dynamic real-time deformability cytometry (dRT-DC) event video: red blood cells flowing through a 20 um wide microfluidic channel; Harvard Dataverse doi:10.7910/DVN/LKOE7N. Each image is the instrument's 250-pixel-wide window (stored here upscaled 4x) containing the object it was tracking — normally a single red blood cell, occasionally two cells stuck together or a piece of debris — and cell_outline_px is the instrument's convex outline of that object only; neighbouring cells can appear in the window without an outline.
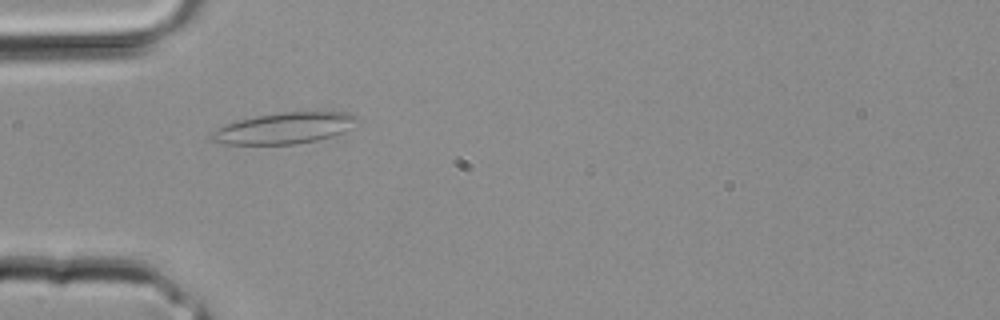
{"species": "common noctule bat (a hibernating species)", "species_latin": "Nyctalus noctula", "temperature_condition": "room temperature", "stored_images_in_passage": 1, "camera_frame_rate_fps": 3000, "um_per_image_px": 0.085, "animal": {"sex": "male", "body_mass_g": 20.4}, "frame": {"image": 1, "passage_image": 1, "time_ms": 0.0, "image_size_px": [1000, 320], "cell_outline_px": [[360, 120], [344, 132], [332, 136], [316, 140], [296, 144], [228, 144], [208, 140], [208, 136], [216, 128], [236, 120], [256, 116], [284, 112], [348, 112], [360, 116]], "centroid_in_image_um": [24.17, 10.89], "position_along_channel_um": 60.8, "area_um2": 26.59}}